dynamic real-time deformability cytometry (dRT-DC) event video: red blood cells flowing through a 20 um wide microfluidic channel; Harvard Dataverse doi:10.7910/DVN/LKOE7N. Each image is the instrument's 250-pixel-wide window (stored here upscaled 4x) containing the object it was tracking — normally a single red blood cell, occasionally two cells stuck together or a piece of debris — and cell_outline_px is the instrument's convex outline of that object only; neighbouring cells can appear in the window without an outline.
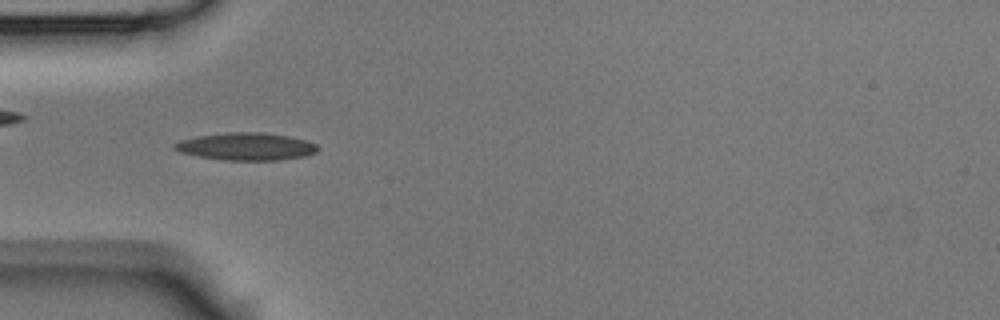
{"species": "Egyptian fruit bat (a non-hibernating species)", "species_latin": "Rousettus aegyptiacus", "temperature_condition": "room temperature", "stored_images_in_passage": 27, "camera_frame_rate_fps": 3000, "um_per_image_px": 0.085, "animal": {"sex": "male"}, "frame": {"image": 1, "passage_image": 3, "time_ms": 0.667, "image_size_px": [1000, 320], "cell_outline_px": [[320, 148], [316, 152], [304, 156], [276, 160], [224, 160], [200, 156], [180, 152], [172, 148], [172, 144], [180, 140], [196, 136], [228, 132], [260, 132], [288, 136], [308, 140], [316, 144]], "centroid_in_image_um": [20.92, 12.44], "position_along_channel_um": 64.1, "area_um2": 22.95}}
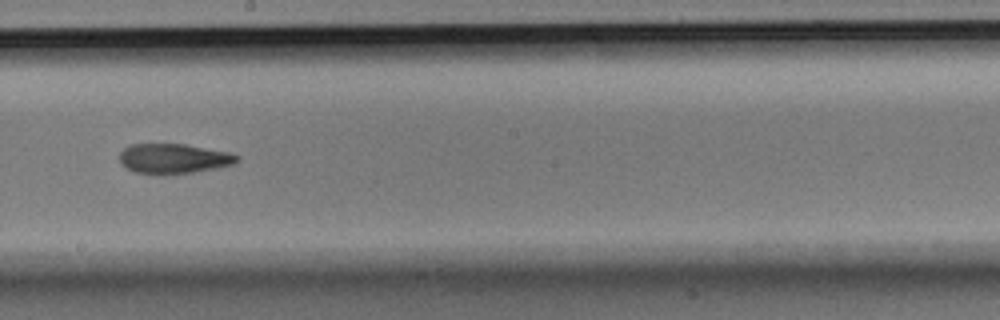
{"frame": {"image": 2, "passage_image": 14, "time_ms": 4.333, "image_size_px": [1000, 320], "cell_outline_px": [[240, 160], [232, 164], [216, 168], [192, 172], [136, 172], [124, 168], [120, 164], [120, 152], [128, 144], [184, 144], [232, 152], [240, 156]], "centroid_in_image_um": [14.78, 13.44], "position_along_channel_um": 233.4, "area_um2": 20.11}}
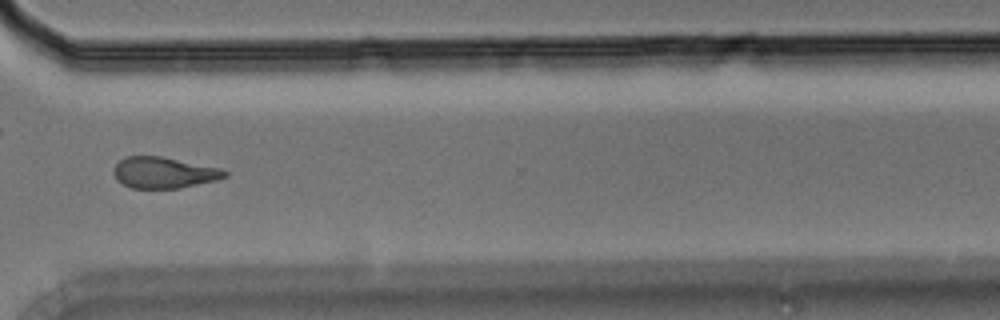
{"frame": {"image": 3, "passage_image": 22, "time_ms": 7.0, "image_size_px": [1000, 320], "cell_outline_px": [[228, 176], [216, 180], [180, 188], [132, 188], [116, 180], [112, 172], [116, 164], [124, 156], [160, 156], [224, 168], [228, 172]], "centroid_in_image_um": [13.95, 14.66], "position_along_channel_um": 356.7, "area_um2": 20.35}}